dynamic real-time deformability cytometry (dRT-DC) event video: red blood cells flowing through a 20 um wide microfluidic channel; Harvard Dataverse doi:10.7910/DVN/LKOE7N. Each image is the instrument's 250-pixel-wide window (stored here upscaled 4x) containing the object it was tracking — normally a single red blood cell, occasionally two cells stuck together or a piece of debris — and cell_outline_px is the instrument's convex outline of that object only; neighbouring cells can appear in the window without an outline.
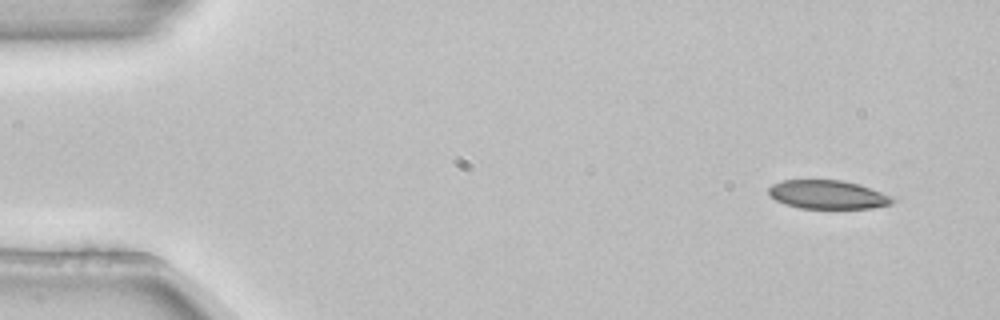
{"species": "common noctule bat (a hibernating species)", "species_latin": "Nyctalus noctula", "temperature_condition": "room temperature", "stored_images_in_passage": 4, "camera_frame_rate_fps": 3000, "um_per_image_px": 0.085, "animal": {"sex": "female", "body_mass_g": 22.7, "forearm_length_mm": 54.2}, "frame": {"image": 1, "passage_image": 1, "time_ms": 0.0, "image_size_px": [1000, 320], "cell_outline_px": [[896, 200], [892, 204], [872, 208], [800, 208], [776, 200], [768, 192], [768, 188], [772, 184], [780, 180], [840, 180], [860, 184], [892, 196]], "centroid_in_image_um": [70.39, 16.53], "position_along_channel_um": 14.6, "area_um2": 20.63}}
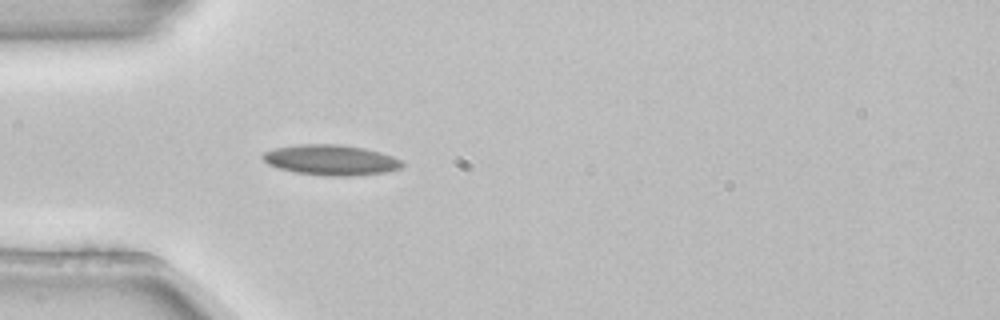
{"frame": {"image": 2, "passage_image": 4, "time_ms": 1.0, "image_size_px": [1000, 320], "cell_outline_px": [[404, 164], [400, 168], [384, 172], [352, 176], [324, 176], [296, 172], [276, 168], [268, 164], [260, 156], [264, 152], [276, 148], [300, 144], [340, 144], [364, 148], [380, 152], [392, 156], [400, 160]], "centroid_in_image_um": [28.1, 13.6], "position_along_channel_um": 56.9, "area_um2": 24.68}}